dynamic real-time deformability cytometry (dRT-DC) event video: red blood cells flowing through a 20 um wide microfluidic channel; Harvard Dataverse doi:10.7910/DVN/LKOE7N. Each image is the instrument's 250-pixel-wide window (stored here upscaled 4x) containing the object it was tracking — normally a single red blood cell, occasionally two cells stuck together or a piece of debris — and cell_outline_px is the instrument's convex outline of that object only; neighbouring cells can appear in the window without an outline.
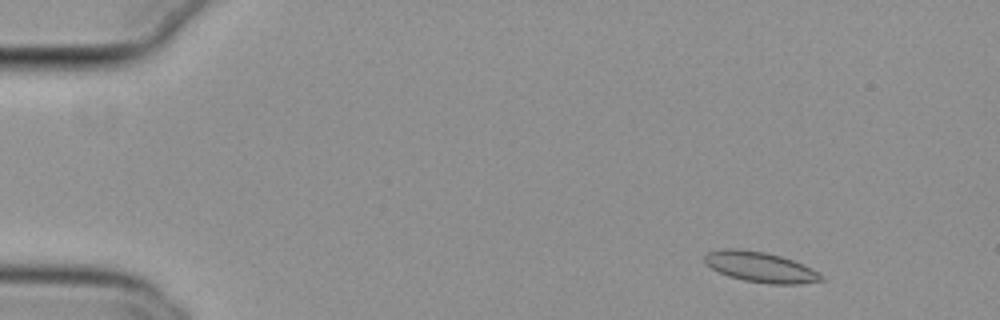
{"species": "common noctule bat (a hibernating species)", "species_latin": "Nyctalus noctula", "temperature_condition": "cold", "stored_images_in_passage": 54, "segment_of_instrument_passage": [1, 2], "camera_frame_rate_fps": 3000, "um_per_image_px": 0.085, "animal": {"sex": "female", "body_mass_g": 29.2, "forearm_length_mm": 56.3}, "frame": {"image": 1, "passage_image": 5, "time_ms": 1.333, "image_size_px": [1000, 320], "cell_outline_px": [[824, 280], [800, 284], [768, 284], [744, 280], [728, 276], [704, 264], [704, 256], [708, 252], [724, 248], [740, 248], [764, 252], [780, 256], [792, 260], [812, 268], [820, 272], [824, 276]], "centroid_in_image_um": [64.64, 22.7], "position_along_channel_um": 20.4, "area_um2": 20.75}}
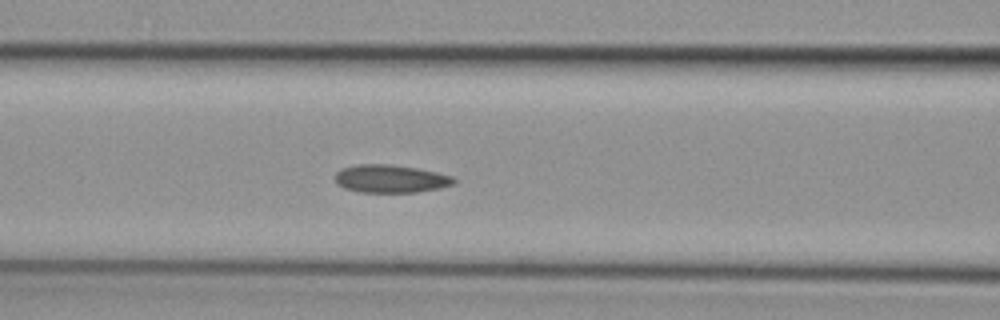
{"frame": {"image": 2, "passage_image": 22, "time_ms": 7.0, "image_size_px": [1000, 320], "cell_outline_px": [[456, 184], [440, 188], [416, 192], [360, 192], [344, 188], [336, 184], [336, 172], [340, 168], [356, 164], [388, 164], [416, 168], [436, 172], [452, 176], [456, 180]], "centroid_in_image_um": [33.19, 15.19], "position_along_channel_um": 133.4, "area_um2": 19.42}}
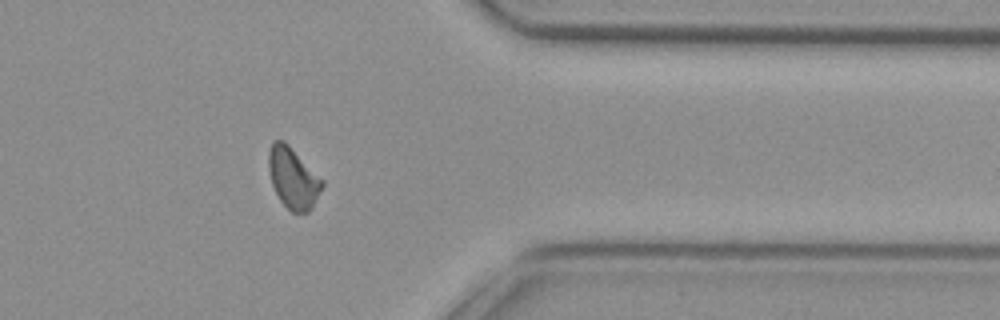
{"frame": {"image": 3, "passage_image": 43, "time_ms": 14.0, "image_size_px": [1000, 320], "cell_outline_px": [[324, 184], [312, 208], [308, 212], [292, 212], [280, 200], [272, 184], [268, 168], [268, 152], [272, 140], [284, 140], [324, 180]], "centroid_in_image_um": [24.91, 15.11], "position_along_channel_um": 386.5, "area_um2": 19.02}}